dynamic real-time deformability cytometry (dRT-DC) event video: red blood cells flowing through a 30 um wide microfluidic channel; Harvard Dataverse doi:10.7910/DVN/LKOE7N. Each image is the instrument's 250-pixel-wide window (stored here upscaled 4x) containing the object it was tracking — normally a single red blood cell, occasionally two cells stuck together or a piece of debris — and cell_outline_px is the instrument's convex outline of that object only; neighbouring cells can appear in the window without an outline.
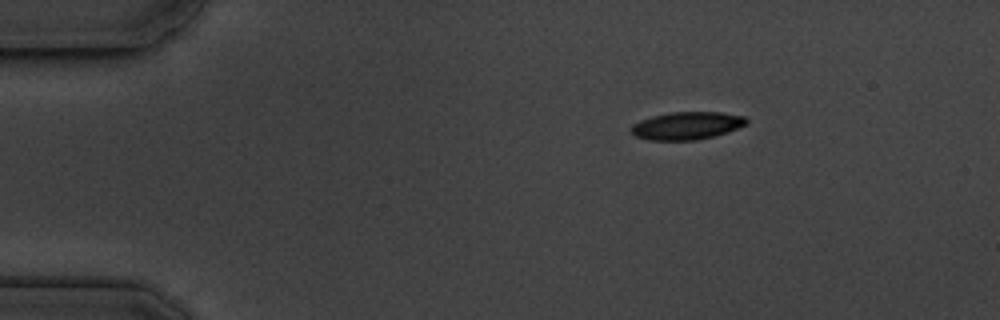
{"species": "common noctule bat (a hibernating species)", "species_latin": "Nyctalus noctula", "temperature_condition": "cold", "stored_images_in_passage": 47, "camera_frame_rate_fps": 3000, "um_per_image_px": 0.085, "animal": {"sex": "male", "body_mass_g": 19.5, "forearm_length_mm": 54.6}, "frame": {"image": 1, "passage_image": 1, "time_ms": 0.0, "image_size_px": [1000, 320], "cell_outline_px": [[748, 124], [728, 132], [696, 140], [648, 140], [636, 136], [628, 128], [632, 124], [640, 120], [652, 116], [672, 112], [720, 112], [744, 116], [748, 120]], "centroid_in_image_um": [58.37, 10.68], "position_along_channel_um": 26.6, "area_um2": 18.67}}
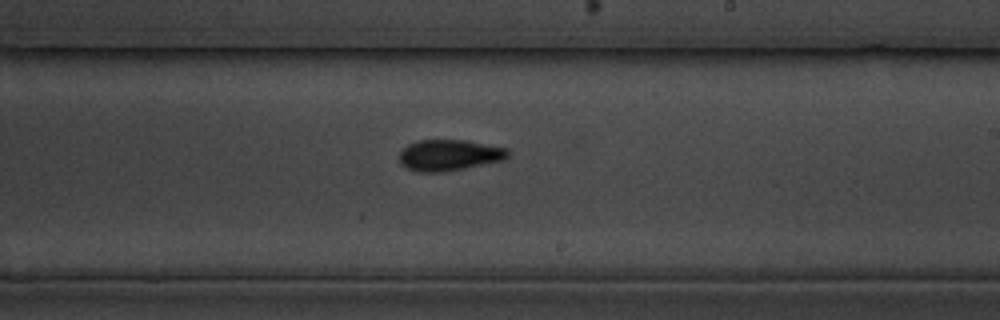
{"frame": {"image": 2, "passage_image": 25, "time_ms": 8.0, "image_size_px": [1000, 320], "cell_outline_px": [[508, 156], [504, 160], [464, 168], [440, 172], [420, 172], [408, 168], [400, 164], [400, 152], [408, 144], [416, 140], [464, 140], [508, 148]], "centroid_in_image_um": [38.17, 13.18], "position_along_channel_um": 250.8, "area_um2": 19.54}}
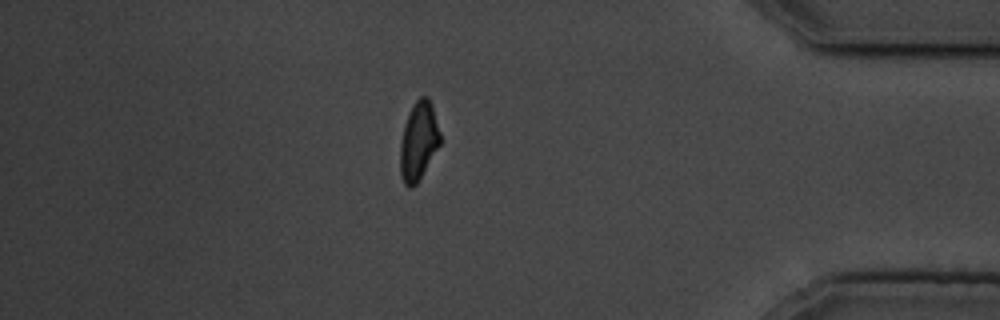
{"frame": {"image": 3, "passage_image": 40, "time_ms": 13.0, "image_size_px": [1000, 320], "cell_outline_px": [[440, 144], [416, 184], [412, 188], [408, 188], [404, 184], [400, 176], [400, 144], [404, 124], [412, 104], [420, 96], [428, 96], [432, 104], [440, 132]], "centroid_in_image_um": [35.56, 11.98], "position_along_channel_um": 399.6, "area_um2": 18.32}, "authors_computed_cell_mechanics": {"area_um2": 19.1896, "velocity_mm_per_s": 3.6421, "shape_relaxation_time_tau1_ms": 3.6274, "shape_relaxation_time_tau2_ms": 2.1815, "deformation_change_tau1": 0.1252, "deformation_change_tau2": 0.0826}}